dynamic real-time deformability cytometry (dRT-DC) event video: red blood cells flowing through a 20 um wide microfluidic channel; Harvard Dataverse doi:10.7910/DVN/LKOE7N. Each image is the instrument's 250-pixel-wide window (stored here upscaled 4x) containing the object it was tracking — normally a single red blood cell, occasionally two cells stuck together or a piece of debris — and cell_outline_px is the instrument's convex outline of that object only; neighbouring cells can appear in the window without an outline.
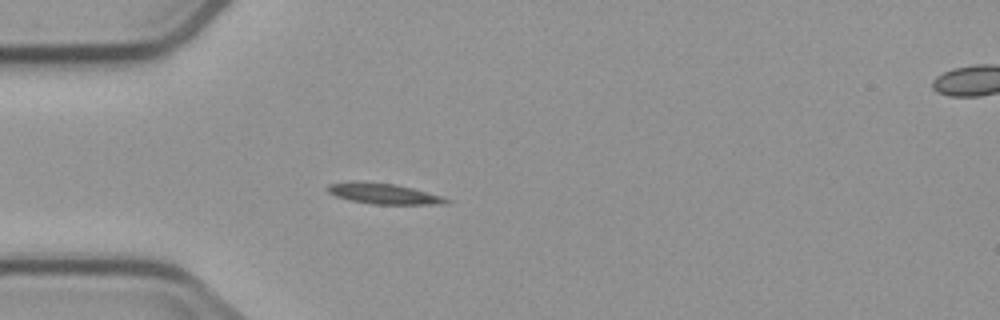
{"species": "common noctule bat (a hibernating species)", "species_latin": "Nyctalus noctula", "temperature_condition": "cold", "stored_images_in_passage": 5, "segment_of_instrument_passage": [1, 2], "camera_frame_rate_fps": 3000, "um_per_image_px": 0.085, "animal": {"sex": "male", "body_mass_g": 23.1, "forearm_length_mm": 52.7}, "frame": {"image": 1, "passage_image": 4, "time_ms": 3.667, "image_size_px": [1000, 320], "cell_outline_px": [[452, 200], [448, 204], [372, 204], [352, 200], [336, 196], [328, 192], [324, 188], [328, 184], [352, 180], [364, 180], [396, 184], [412, 188], [440, 196]], "centroid_in_image_um": [32.54, 16.43], "position_along_channel_um": 52.5, "area_um2": 14.51}}